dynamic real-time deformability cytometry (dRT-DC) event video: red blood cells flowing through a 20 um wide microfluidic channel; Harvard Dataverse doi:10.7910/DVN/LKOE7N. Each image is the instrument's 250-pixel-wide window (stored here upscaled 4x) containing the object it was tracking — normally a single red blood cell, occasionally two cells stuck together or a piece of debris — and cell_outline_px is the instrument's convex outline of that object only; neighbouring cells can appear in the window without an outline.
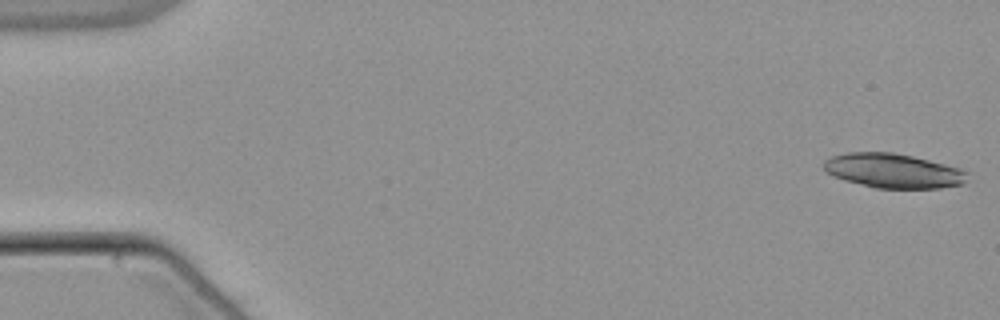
{"species": "common noctule bat (a hibernating species)", "species_latin": "Nyctalus noctula", "temperature_condition": "warm", "stored_images_in_passage": 20, "camera_frame_rate_fps": 3000, "um_per_image_px": 0.085, "animal": {"sex": "male", "body_mass_g": 21.5, "forearm_length_mm": 52.0}, "frame": {"image": 1, "passage_image": 1, "time_ms": 0.0, "image_size_px": [1000, 320], "cell_outline_px": [[968, 172], [964, 184], [940, 188], [876, 188], [844, 180], [832, 176], [824, 168], [824, 160], [832, 156], [848, 152], [892, 152], [912, 156], [960, 168]], "centroid_in_image_um": [75.92, 14.52], "position_along_channel_um": 9.1, "area_um2": 28.73}}